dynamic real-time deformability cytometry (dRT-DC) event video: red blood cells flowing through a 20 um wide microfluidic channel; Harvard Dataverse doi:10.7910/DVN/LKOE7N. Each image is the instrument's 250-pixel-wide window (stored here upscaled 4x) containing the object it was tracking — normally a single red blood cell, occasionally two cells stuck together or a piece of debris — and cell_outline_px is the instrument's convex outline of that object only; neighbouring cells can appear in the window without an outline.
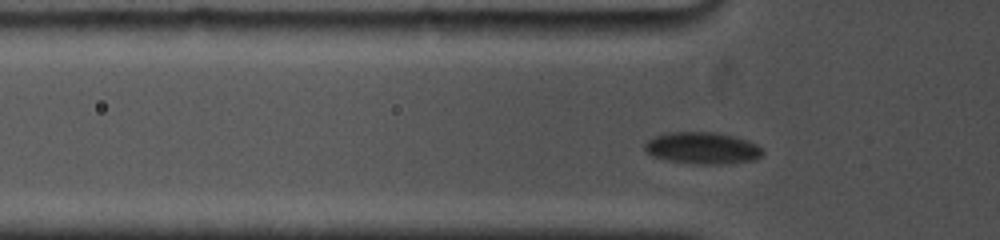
{"species": "common noctule bat (a hibernating species)", "species_latin": "Nyctalus noctula", "temperature_condition": "cold", "stored_images_in_passage": 58, "camera_frame_rate_fps": 5000, "um_per_image_px": 0.085, "animal": {"sex": "female", "body_mass_g": 19.0, "forearm_length_mm": 53.3}, "frame": {"image": 1, "passage_image": 9, "time_ms": 2.4, "image_size_px": [1000, 240], "cell_outline_px": [[764, 152], [756, 160], [720, 164], [696, 164], [668, 160], [652, 156], [644, 148], [644, 144], [652, 136], [664, 132], [712, 132], [732, 136], [748, 140], [756, 144]], "centroid_in_image_um": [59.67, 12.58], "position_along_channel_um": 66.1, "area_um2": 21.85}}
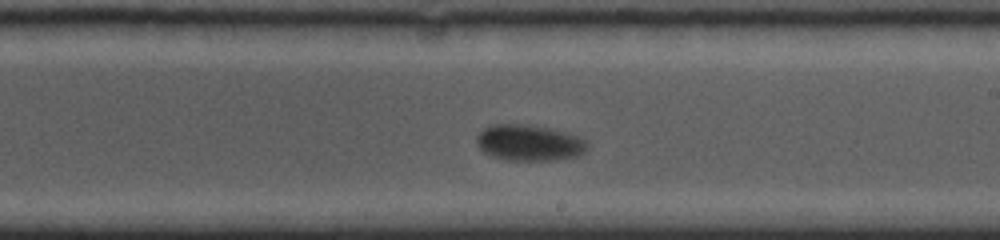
{"frame": {"image": 2, "passage_image": 30, "time_ms": 7.4, "image_size_px": [1000, 240], "cell_outline_px": [[588, 148], [584, 152], [576, 156], [552, 160], [508, 160], [492, 156], [484, 152], [476, 144], [476, 136], [484, 128], [492, 124], [528, 124], [552, 128], [568, 132], [580, 136], [588, 144]], "centroid_in_image_um": [44.98, 12.12], "position_along_channel_um": 244.0, "area_um2": 23.47}}
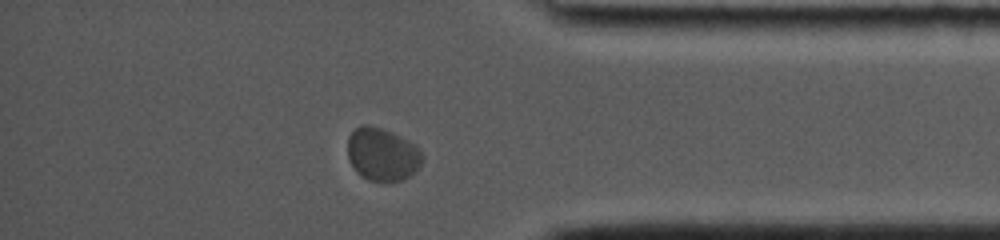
{"frame": {"image": 3, "passage_image": 50, "time_ms": 12.0, "image_size_px": [1000, 240], "cell_outline_px": [[424, 156], [416, 172], [404, 180], [368, 180], [356, 172], [348, 156], [348, 136], [360, 124], [368, 124], [392, 132], [408, 140]], "centroid_in_image_um": [32.49, 13.11], "position_along_channel_um": 402.7, "area_um2": 22.83}, "authors_computed_cell_mechanics": {"area_um2": 22.5998, "velocity_mm_per_s": 3.5736, "shape_relaxation_time_tau1_ms": 1.5062, "shape_relaxation_time_tau2_ms": null, "deformation_change_tau1": 0.069, "deformation_change_tau2": null}}